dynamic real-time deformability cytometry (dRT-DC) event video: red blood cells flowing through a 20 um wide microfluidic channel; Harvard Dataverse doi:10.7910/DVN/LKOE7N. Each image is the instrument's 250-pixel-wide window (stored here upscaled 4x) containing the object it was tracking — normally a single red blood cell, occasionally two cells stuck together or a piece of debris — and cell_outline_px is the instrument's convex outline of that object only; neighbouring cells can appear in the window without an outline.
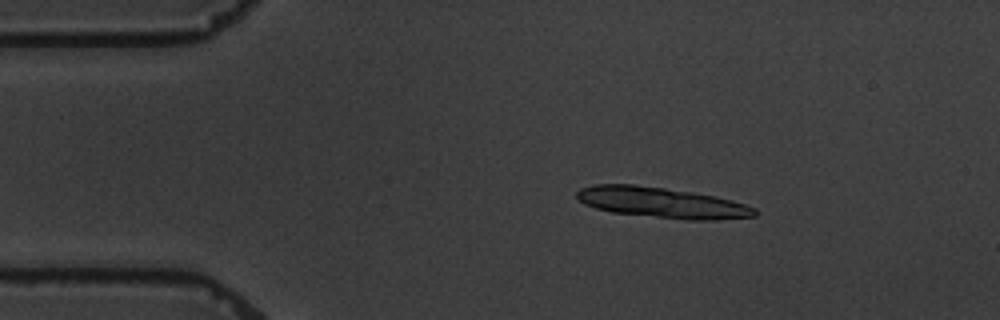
{"species": "common noctule bat (a hibernating species)", "species_latin": "Nyctalus noctula", "temperature_condition": "warm", "stored_images_in_passage": 3, "camera_frame_rate_fps": 3000, "um_per_image_px": 0.085, "animal": {"sex": "male", "body_mass_g": 19.5, "forearm_length_mm": 54.6}, "frame": {"image": 1, "passage_image": 2, "time_ms": 1.0, "image_size_px": [1000, 320], "cell_outline_px": [[756, 216], [716, 220], [688, 220], [612, 212], [596, 208], [584, 204], [576, 196], [576, 192], [580, 188], [592, 184], [636, 184], [692, 192], [716, 196], [732, 200], [756, 208]], "centroid_in_image_um": [56.25, 17.22], "position_along_channel_um": 28.7, "area_um2": 31.73}}